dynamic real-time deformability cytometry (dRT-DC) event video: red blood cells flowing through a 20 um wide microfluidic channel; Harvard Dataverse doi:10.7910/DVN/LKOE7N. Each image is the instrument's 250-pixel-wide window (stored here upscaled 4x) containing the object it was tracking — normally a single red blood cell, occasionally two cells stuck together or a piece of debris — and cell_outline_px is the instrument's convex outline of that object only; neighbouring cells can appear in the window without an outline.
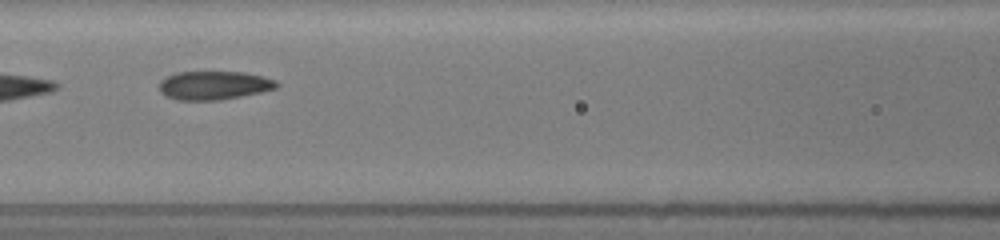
{"species": "common noctule bat (a hibernating species)", "species_latin": "Nyctalus noctula", "temperature_condition": "room temperature", "stored_images_in_passage": 21, "camera_frame_rate_fps": 3000, "um_per_image_px": 0.085, "animal": {"sex": "female", "body_mass_g": 19.5, "forearm_length_mm": 54.1}, "frame": {"image": 1, "passage_image": 6, "time_ms": 3.0, "image_size_px": [1000, 240], "cell_outline_px": [[280, 84], [276, 88], [260, 92], [220, 100], [176, 100], [164, 96], [160, 92], [160, 80], [176, 72], [244, 72], [276, 80]], "centroid_in_image_um": [18.16, 7.26], "position_along_channel_um": 148.4, "area_um2": 19.54}}
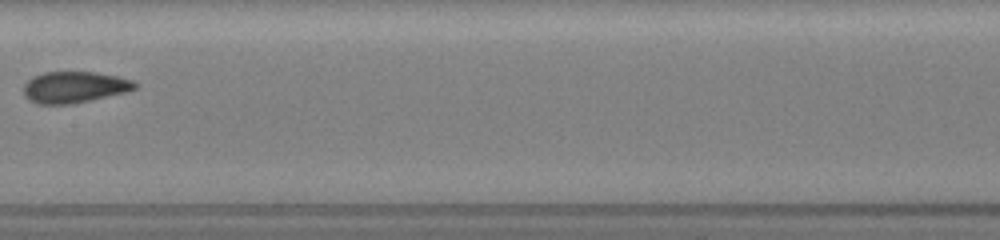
{"frame": {"image": 2, "passage_image": 8, "time_ms": 4.333, "image_size_px": [1000, 240], "cell_outline_px": [[140, 84], [136, 88], [124, 92], [88, 100], [68, 104], [40, 104], [28, 100], [24, 96], [24, 84], [32, 76], [44, 72], [96, 72], [116, 76], [132, 80]], "centroid_in_image_um": [6.29, 7.39], "position_along_channel_um": 201.1, "area_um2": 20.17}}